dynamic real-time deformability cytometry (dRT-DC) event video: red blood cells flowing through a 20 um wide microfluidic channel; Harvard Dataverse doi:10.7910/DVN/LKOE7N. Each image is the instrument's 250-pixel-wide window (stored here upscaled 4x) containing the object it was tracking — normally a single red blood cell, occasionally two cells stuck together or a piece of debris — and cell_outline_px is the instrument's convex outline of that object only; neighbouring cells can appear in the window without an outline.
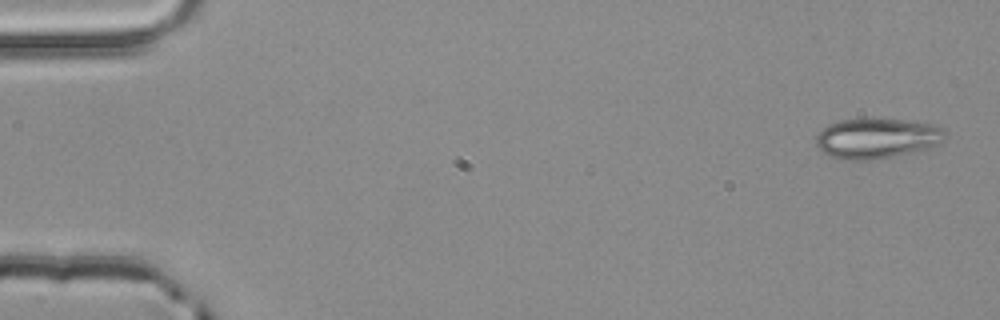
{"species": "common noctule bat (a hibernating species)", "species_latin": "Nyctalus noctula", "temperature_condition": "room temperature", "stored_images_in_passage": 4, "camera_frame_rate_fps": 3000, "um_per_image_px": 0.085, "animal": {"sex": "male", "body_mass_g": 20.4}, "frame": {"image": 1, "passage_image": 1, "time_ms": 0.0, "image_size_px": [1000, 320], "cell_outline_px": [[944, 140], [940, 144], [920, 152], [876, 160], [840, 160], [828, 156], [820, 152], [816, 144], [816, 136], [828, 124], [840, 120], [908, 120], [936, 124], [944, 128]], "centroid_in_image_um": [74.57, 11.8], "position_along_channel_um": 10.4, "area_um2": 30.81}}